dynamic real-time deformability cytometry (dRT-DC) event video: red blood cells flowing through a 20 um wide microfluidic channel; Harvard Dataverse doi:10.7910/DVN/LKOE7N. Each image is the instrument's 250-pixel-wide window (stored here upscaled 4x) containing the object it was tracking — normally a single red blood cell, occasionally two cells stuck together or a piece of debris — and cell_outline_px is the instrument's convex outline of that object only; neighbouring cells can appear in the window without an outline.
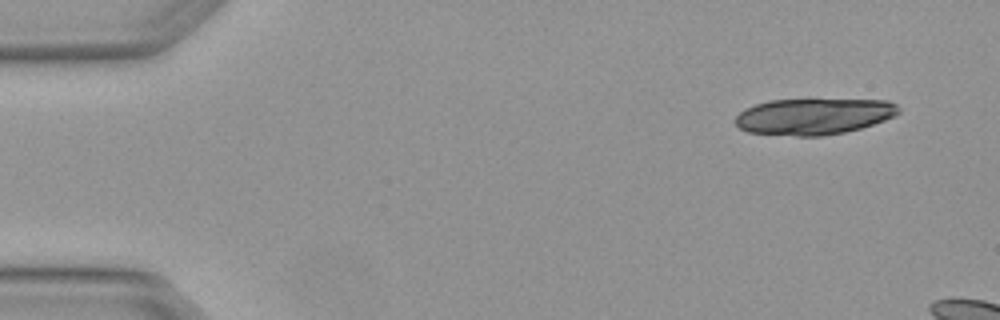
{"species": "Egyptian fruit bat (a non-hibernating species)", "species_latin": "Rousettus aegyptiacus", "temperature_condition": "warm", "stored_images_in_passage": 3, "camera_frame_rate_fps": 3000, "um_per_image_px": 0.085, "animal": {"sex": "female"}, "frame": {"image": 1, "passage_image": 1, "time_ms": 0.0, "image_size_px": [1000, 320], "cell_outline_px": [[900, 112], [896, 116], [860, 128], [844, 132], [824, 136], [796, 136], [748, 132], [740, 128], [732, 120], [744, 108], [768, 100], [888, 100], [896, 104], [900, 108]], "centroid_in_image_um": [69.15, 9.89], "position_along_channel_um": 15.8, "area_um2": 34.51}}